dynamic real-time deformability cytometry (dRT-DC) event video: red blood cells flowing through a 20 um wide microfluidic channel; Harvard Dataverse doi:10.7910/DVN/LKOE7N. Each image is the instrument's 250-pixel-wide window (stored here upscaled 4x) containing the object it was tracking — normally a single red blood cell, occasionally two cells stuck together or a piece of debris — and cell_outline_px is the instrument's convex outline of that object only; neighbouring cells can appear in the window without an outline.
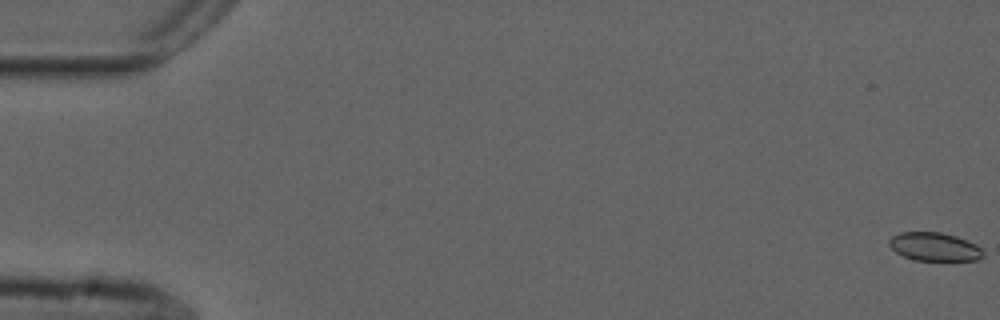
{"species": "common noctule bat (a hibernating species)", "species_latin": "Nyctalus noctula", "temperature_condition": "cold", "stored_images_in_passage": 56, "camera_frame_rate_fps": 3000, "um_per_image_px": 0.085, "animal": {"sex": "male", "forearm_length_mm": 52.5}, "frame": {"image": 1, "passage_image": 1, "time_ms": 0.0, "image_size_px": [1000, 320], "cell_outline_px": [[984, 256], [980, 260], [912, 260], [896, 252], [888, 244], [888, 240], [892, 236], [900, 232], [940, 232], [956, 236], [976, 244], [984, 252]], "centroid_in_image_um": [79.43, 20.97], "position_along_channel_um": 5.6, "area_um2": 15.61}}
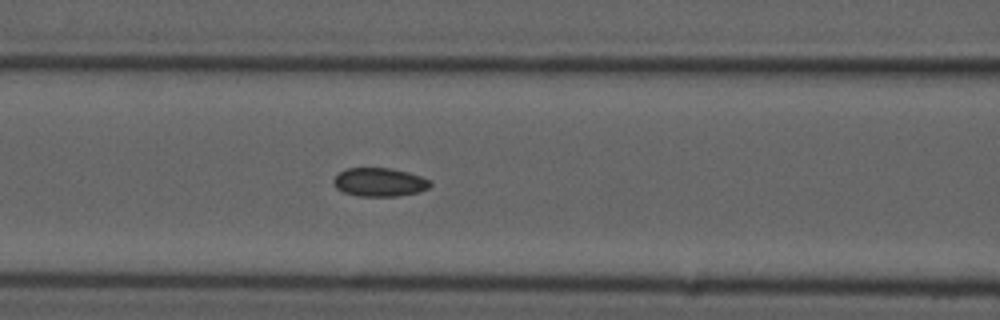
{"frame": {"image": 2, "passage_image": 24, "time_ms": 7.667, "image_size_px": [1000, 320], "cell_outline_px": [[432, 184], [428, 188], [420, 192], [396, 196], [356, 196], [344, 192], [336, 188], [332, 180], [340, 172], [348, 168], [392, 168], [408, 172], [420, 176], [428, 180]], "centroid_in_image_um": [32.25, 15.49], "position_along_channel_um": 134.3, "area_um2": 16.07}}
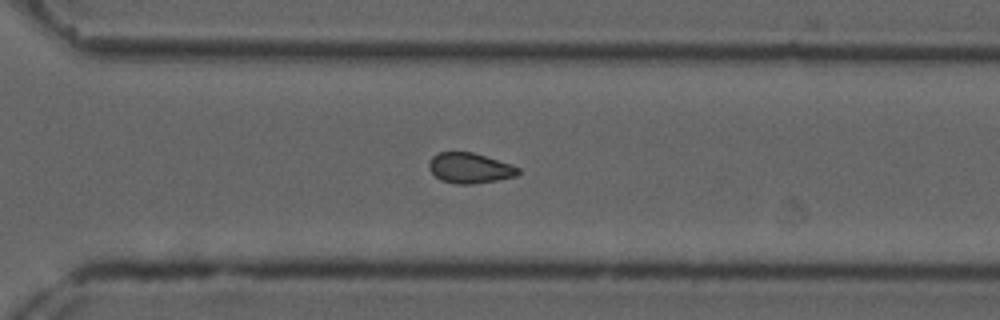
{"frame": {"image": 3, "passage_image": 40, "time_ms": 13.0, "image_size_px": [1000, 320], "cell_outline_px": [[520, 172], [516, 176], [496, 180], [472, 184], [456, 184], [440, 180], [428, 168], [428, 164], [432, 156], [440, 152], [472, 152], [512, 164], [520, 168]], "centroid_in_image_um": [39.93, 14.28], "position_along_channel_um": 330.7, "area_um2": 15.78}, "authors_computed_cell_mechanics": {"area_um2": 16.0106, "velocity_mm_per_s": 3.6859, "shape_relaxation_time_tau1_ms": null, "shape_relaxation_time_tau2_ms": 3.8268, "deformation_change_tau1": null, "deformation_change_tau2": 0.0769}}